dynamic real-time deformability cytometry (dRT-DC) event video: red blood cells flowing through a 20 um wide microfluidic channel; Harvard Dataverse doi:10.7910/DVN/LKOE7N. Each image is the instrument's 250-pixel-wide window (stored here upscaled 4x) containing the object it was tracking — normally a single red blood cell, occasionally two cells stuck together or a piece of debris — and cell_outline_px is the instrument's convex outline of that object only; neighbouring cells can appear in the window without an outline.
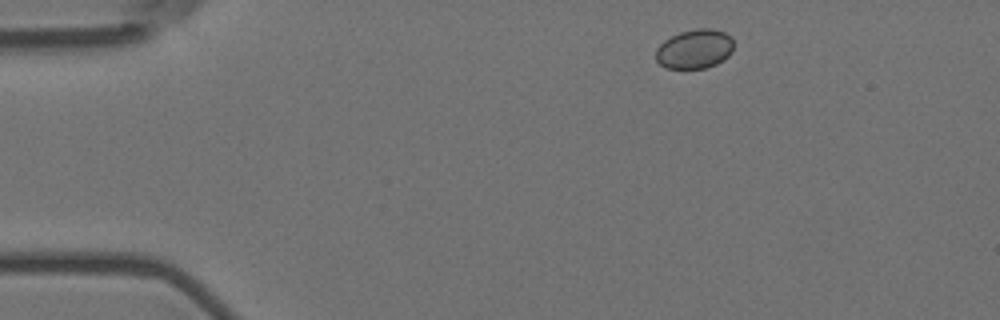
{"species": "Egyptian fruit bat (a non-hibernating species)", "species_latin": "Rousettus aegyptiacus", "temperature_condition": "room temperature", "stored_images_in_passage": 10, "camera_frame_rate_fps": 3000, "um_per_image_px": 0.085, "animal": {"sex": "female"}, "frame": {"image": 1, "passage_image": 1, "time_ms": 0.0, "image_size_px": [1000, 320], "cell_outline_px": [[732, 52], [724, 60], [716, 64], [704, 68], [664, 68], [656, 60], [656, 48], [664, 40], [680, 32], [696, 28], [712, 28], [724, 32], [732, 36]], "centroid_in_image_um": [59.04, 4.16], "position_along_channel_um": 26.0, "area_um2": 17.92}}
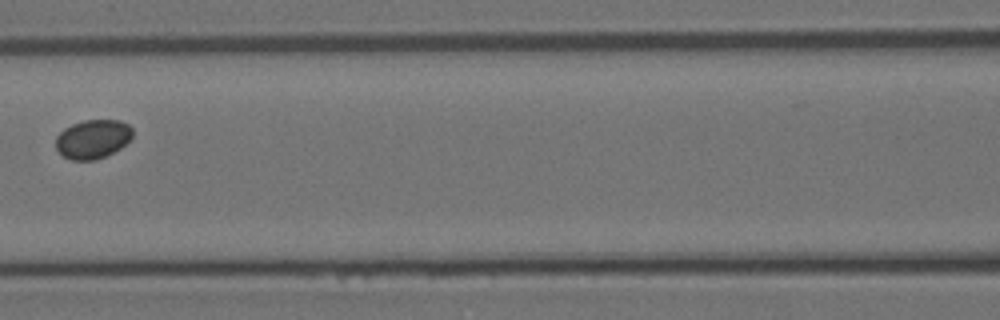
{"frame": {"image": 2, "passage_image": 6, "time_ms": 1.667, "image_size_px": [1000, 320], "cell_outline_px": [[132, 136], [120, 148], [96, 160], [72, 160], [64, 156], [56, 148], [56, 136], [64, 128], [72, 124], [84, 120], [120, 120], [128, 124], [132, 128]], "centroid_in_image_um": [7.87, 11.81], "position_along_channel_um": 158.7, "area_um2": 17.28}}
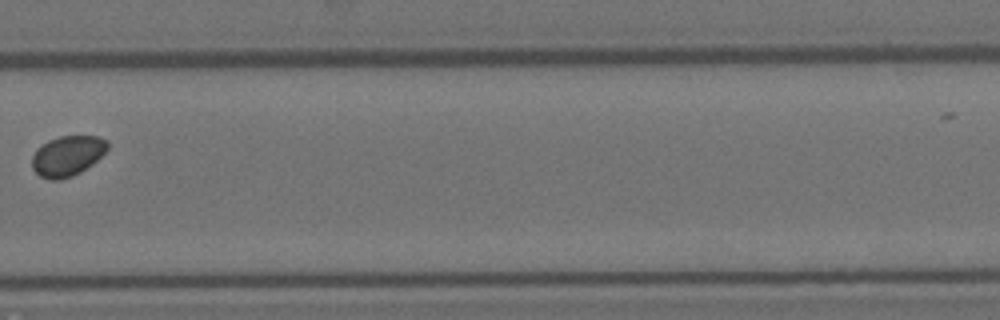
{"frame": {"image": 3, "passage_image": 10, "time_ms": 3.0, "image_size_px": [1000, 320], "cell_outline_px": [[108, 148], [92, 164], [80, 172], [72, 176], [60, 180], [48, 180], [40, 176], [32, 168], [32, 156], [36, 148], [48, 140], [60, 136], [100, 136], [108, 140]], "centroid_in_image_um": [5.71, 13.24], "position_along_channel_um": 324.1, "area_um2": 17.8}}